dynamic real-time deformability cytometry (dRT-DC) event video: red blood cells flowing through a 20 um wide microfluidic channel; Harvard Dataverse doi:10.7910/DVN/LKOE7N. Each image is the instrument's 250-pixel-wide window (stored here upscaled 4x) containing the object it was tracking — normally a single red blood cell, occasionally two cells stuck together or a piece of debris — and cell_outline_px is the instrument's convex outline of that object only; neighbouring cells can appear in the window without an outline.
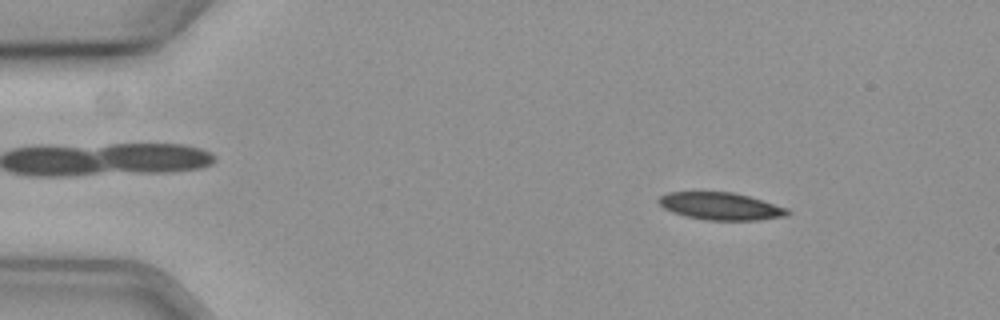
{"species": "common noctule bat (a hibernating species)", "species_latin": "Nyctalus noctula", "temperature_condition": "cold", "stored_images_in_passage": 52, "camera_frame_rate_fps": 3000, "um_per_image_px": 0.085, "animal": {"sex": "female", "body_mass_g": 19.3, "forearm_length_mm": 54.1}, "frame": {"image": 1, "passage_image": 3, "time_ms": 0.667, "image_size_px": [1000, 320], "cell_outline_px": [[792, 212], [784, 216], [756, 220], [708, 220], [688, 216], [672, 212], [664, 208], [656, 200], [660, 196], [668, 192], [732, 192], [748, 196], [788, 208]], "centroid_in_image_um": [61.25, 17.52], "position_along_channel_um": 23.8, "area_um2": 20.35}}
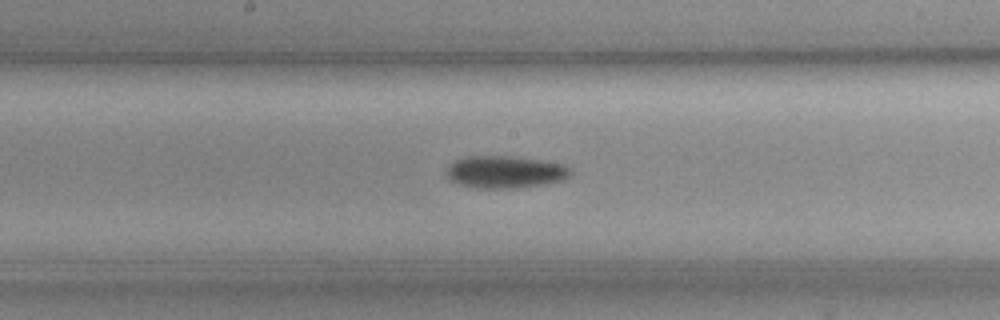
{"frame": {"image": 2, "passage_image": 25, "time_ms": 8.0, "image_size_px": [1000, 320], "cell_outline_px": [[572, 172], [568, 176], [560, 180], [540, 184], [516, 188], [472, 188], [448, 180], [444, 172], [448, 164], [456, 160], [468, 156], [500, 156], [532, 160], [560, 164], [572, 168]], "centroid_in_image_um": [42.81, 14.63], "position_along_channel_um": 205.4, "area_um2": 22.95}}
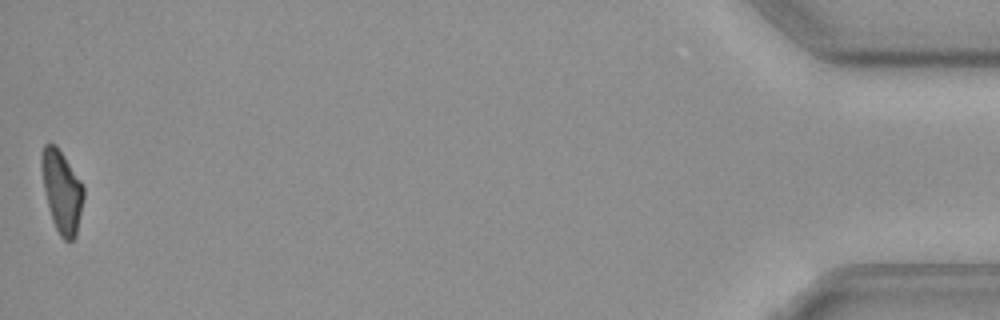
{"frame": {"image": 3, "passage_image": 52, "time_ms": 17.0, "image_size_px": [1000, 320], "cell_outline_px": [[84, 196], [76, 236], [72, 240], [64, 240], [60, 236], [52, 220], [44, 188], [40, 164], [40, 156], [44, 144], [56, 144], [84, 184]], "centroid_in_image_um": [5.26, 16.23], "position_along_channel_um": 429.9, "area_um2": 20.17}, "authors_computed_cell_mechanics": {"area_um2": 22.0218, "velocity_mm_per_s": 3.6232, "shape_relaxation_time_tau1_ms": 5.7465, "shape_relaxation_time_tau2_ms": null, "deformation_change_tau1": 0.1381, "deformation_change_tau2": null}}